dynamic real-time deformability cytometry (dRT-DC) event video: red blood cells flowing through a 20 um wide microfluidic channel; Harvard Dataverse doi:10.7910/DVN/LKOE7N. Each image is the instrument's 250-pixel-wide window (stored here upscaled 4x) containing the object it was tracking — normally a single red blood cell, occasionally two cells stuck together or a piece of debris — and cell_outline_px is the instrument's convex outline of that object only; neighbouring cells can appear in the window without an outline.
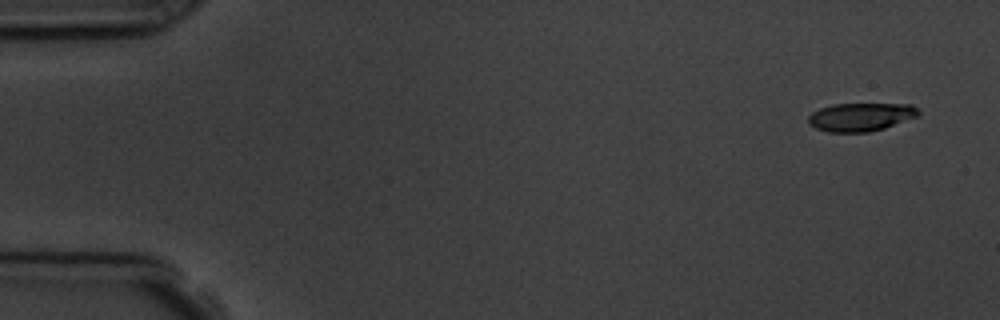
{"species": "common noctule bat (a hibernating species)", "species_latin": "Nyctalus noctula", "temperature_condition": "room temperature", "stored_images_in_passage": 4, "camera_frame_rate_fps": 3000, "um_per_image_px": 0.085, "animal": {"sex": "male", "body_mass_g": 19.5, "forearm_length_mm": 54.6}, "frame": {"image": 1, "passage_image": 1, "time_ms": 0.0, "image_size_px": [1000, 320], "cell_outline_px": [[920, 112], [916, 116], [884, 128], [868, 132], [828, 132], [816, 128], [808, 124], [808, 116], [812, 112], [820, 108], [832, 104], [912, 104]], "centroid_in_image_um": [73.11, 9.94], "position_along_channel_um": 11.9, "area_um2": 18.03}}
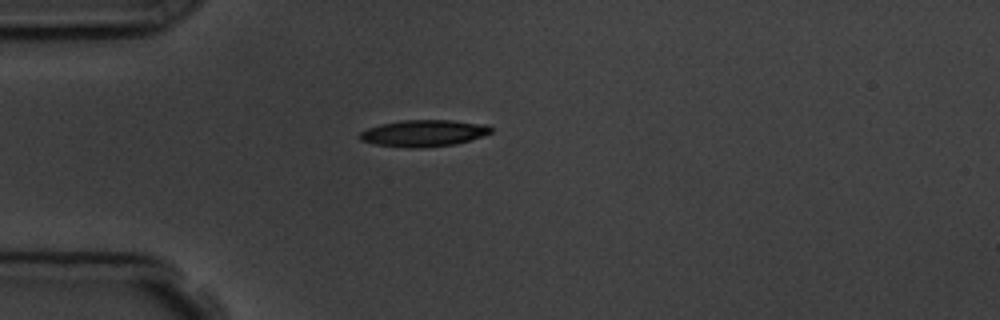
{"frame": {"image": 2, "passage_image": 4, "time_ms": 4.0, "image_size_px": [1000, 320], "cell_outline_px": [[492, 132], [456, 144], [424, 148], [408, 148], [372, 144], [360, 140], [356, 136], [360, 132], [368, 128], [380, 124], [404, 120], [452, 120], [488, 124], [492, 128]], "centroid_in_image_um": [35.97, 11.32], "position_along_channel_um": 49.0, "area_um2": 20.58}}